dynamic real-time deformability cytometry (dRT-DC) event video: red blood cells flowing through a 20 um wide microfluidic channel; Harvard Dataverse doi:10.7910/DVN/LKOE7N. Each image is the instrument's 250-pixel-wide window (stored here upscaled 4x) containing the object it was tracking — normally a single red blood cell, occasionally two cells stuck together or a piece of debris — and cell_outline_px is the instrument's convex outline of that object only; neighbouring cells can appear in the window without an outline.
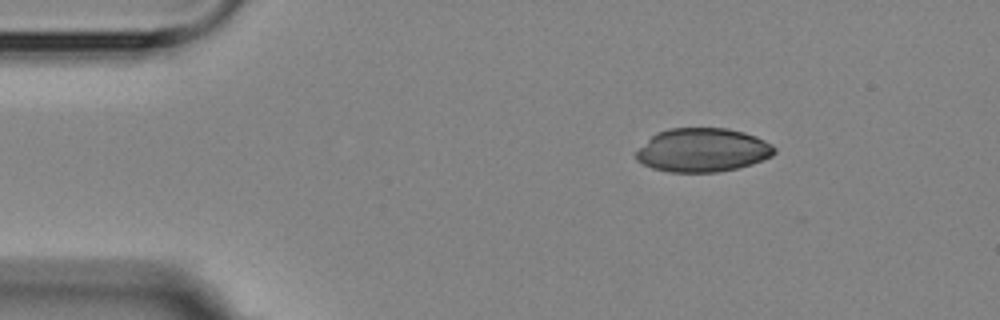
{"species": "Egyptian fruit bat (a non-hibernating species)", "species_latin": "Rousettus aegyptiacus", "temperature_condition": "room temperature", "stored_images_in_passage": 3, "camera_frame_rate_fps": 3000, "um_per_image_px": 0.085, "animal": {"sex": "female"}, "frame": {"image": 1, "passage_image": 1, "time_ms": 0.0, "image_size_px": [1000, 320], "cell_outline_px": [[776, 152], [772, 156], [752, 164], [736, 168], [716, 172], [668, 172], [652, 168], [636, 160], [636, 152], [656, 132], [668, 128], [728, 128], [744, 132], [756, 136], [772, 144], [776, 148]], "centroid_in_image_um": [59.74, 12.75], "position_along_channel_um": 25.3, "area_um2": 35.26}}